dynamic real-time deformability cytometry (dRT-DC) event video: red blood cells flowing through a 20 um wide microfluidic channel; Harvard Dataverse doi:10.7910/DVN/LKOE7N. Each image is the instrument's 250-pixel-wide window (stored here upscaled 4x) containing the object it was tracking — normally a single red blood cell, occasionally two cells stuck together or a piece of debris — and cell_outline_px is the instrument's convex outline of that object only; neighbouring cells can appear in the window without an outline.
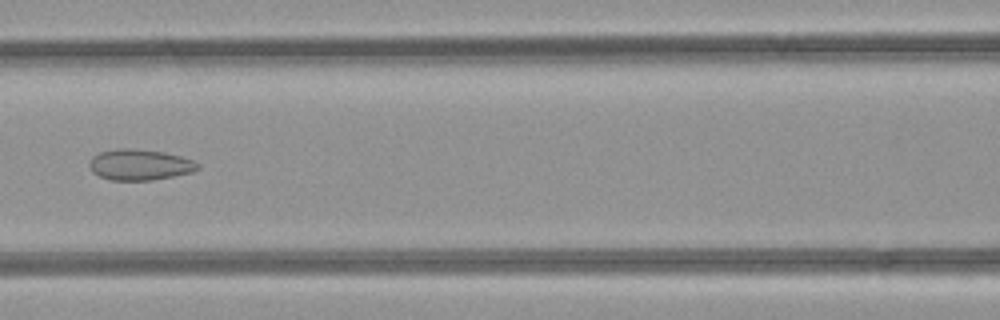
{"species": "common noctule bat (a hibernating species)", "species_latin": "Nyctalus noctula", "temperature_condition": "room temperature", "stored_images_in_passage": 35, "camera_frame_rate_fps": 3000, "um_per_image_px": 0.085, "animal": {"sex": "female", "body_mass_g": 21.9}, "frame": {"image": 1, "passage_image": 8, "time_ms": 2.333, "image_size_px": [1000, 320], "cell_outline_px": [[200, 168], [192, 172], [152, 180], [108, 180], [92, 172], [88, 164], [92, 156], [100, 152], [120, 148], [128, 148], [164, 152], [180, 156], [192, 160], [200, 164]], "centroid_in_image_um": [11.86, 14.0], "position_along_channel_um": 154.7, "area_um2": 19.48}}
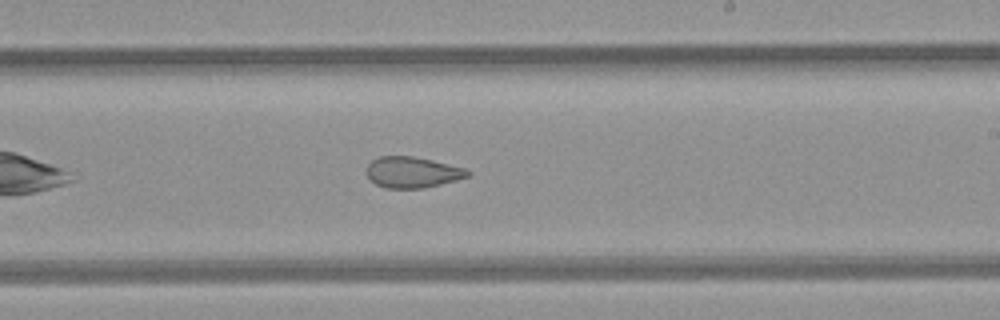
{"frame": {"image": 2, "passage_image": 15, "time_ms": 4.667, "image_size_px": [1000, 320], "cell_outline_px": [[472, 172], [468, 176], [456, 180], [424, 188], [388, 188], [376, 184], [368, 176], [368, 164], [376, 156], [412, 156], [432, 160], [464, 168]], "centroid_in_image_um": [35.05, 14.63], "position_along_channel_um": 253.9, "area_um2": 18.03}}
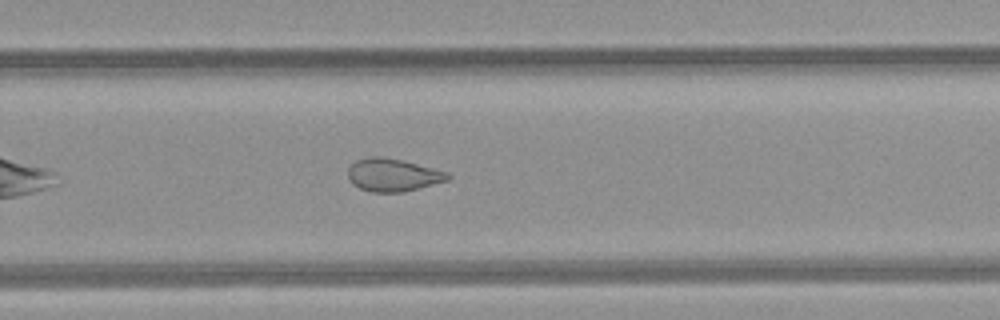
{"frame": {"image": 3, "passage_image": 18, "time_ms": 5.667, "image_size_px": [1000, 320], "cell_outline_px": [[452, 176], [448, 180], [404, 192], [372, 192], [360, 188], [352, 184], [348, 176], [348, 168], [356, 160], [372, 156], [380, 156], [400, 160], [448, 172]], "centroid_in_image_um": [33.38, 14.88], "position_along_channel_um": 296.4, "area_um2": 18.9}, "authors_computed_cell_mechanics": {"area_um2": 20.23, "velocity_mm_per_s": 4.2675, "shape_relaxation_time_tau1_ms": null, "shape_relaxation_time_tau2_ms": 2.0425, "deformation_change_tau1": null, "deformation_change_tau2": 0.0884}}